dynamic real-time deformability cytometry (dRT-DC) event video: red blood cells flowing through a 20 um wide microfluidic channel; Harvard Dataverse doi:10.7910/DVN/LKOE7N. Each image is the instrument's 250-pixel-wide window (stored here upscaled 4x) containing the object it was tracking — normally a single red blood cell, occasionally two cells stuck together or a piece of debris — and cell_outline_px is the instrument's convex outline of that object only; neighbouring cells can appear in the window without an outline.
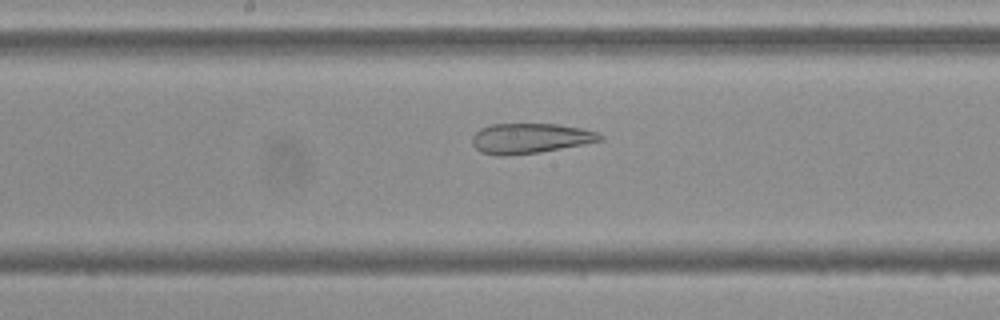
{"species": "Egyptian fruit bat (a non-hibernating species)", "species_latin": "Rousettus aegyptiacus", "temperature_condition": "cold", "stored_images_in_passage": 38, "camera_frame_rate_fps": 3000, "um_per_image_px": 0.085, "frame": {"image": 1, "passage_image": 12, "time_ms": 3.667, "image_size_px": [1000, 320], "cell_outline_px": [[604, 140], [584, 144], [540, 152], [504, 156], [496, 156], [480, 152], [472, 144], [472, 136], [480, 128], [492, 124], [556, 124], [580, 128], [600, 132], [604, 136]], "centroid_in_image_um": [45.07, 11.76], "position_along_channel_um": 203.1, "area_um2": 22.6}}
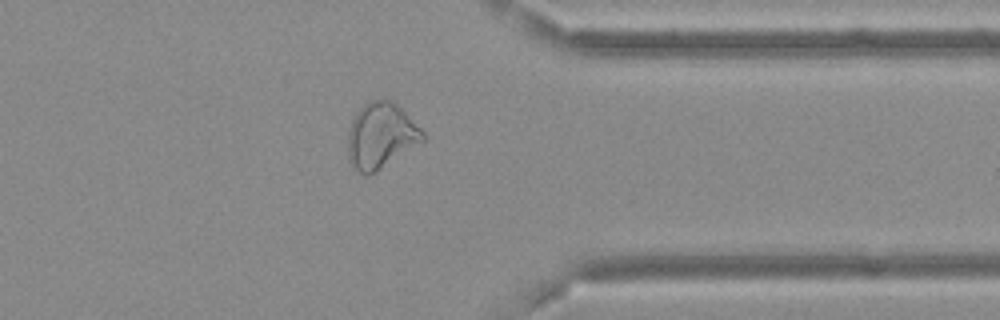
{"frame": {"image": 2, "passage_image": 27, "time_ms": 8.667, "image_size_px": [1000, 320], "cell_outline_px": [[424, 140], [376, 172], [368, 176], [364, 176], [348, 160], [348, 132], [352, 120], [356, 112], [368, 100], [392, 100], [424, 132]], "centroid_in_image_um": [32.34, 11.54], "position_along_channel_um": 379.1, "area_um2": 28.32}}
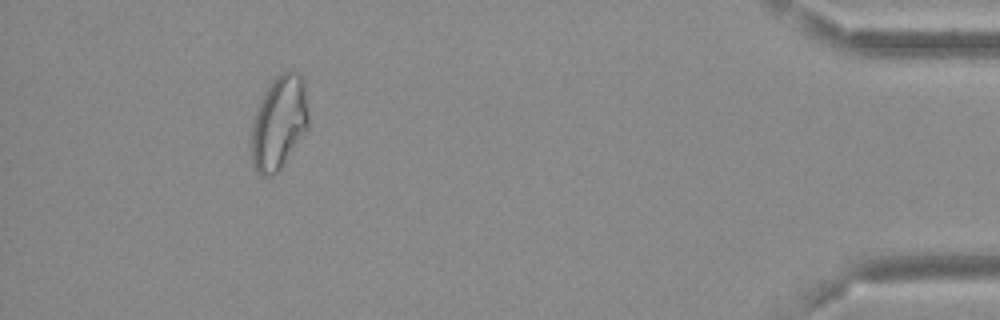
{"frame": {"image": 3, "passage_image": 34, "time_ms": 11.0, "image_size_px": [1000, 320], "cell_outline_px": [[308, 128], [280, 168], [272, 176], [260, 176], [256, 172], [252, 164], [252, 120], [260, 100], [264, 92], [272, 80], [280, 72], [288, 68], [300, 72], [304, 80], [308, 112]], "centroid_in_image_um": [23.72, 10.37], "position_along_channel_um": 411.5, "area_um2": 31.44}, "authors_computed_cell_mechanics": {"area_um2": 25.6343, "velocity_mm_per_s": 3.6692, "shape_relaxation_time_tau1_ms": null, "shape_relaxation_time_tau2_ms": 2.992, "deformation_change_tau1": null, "deformation_change_tau2": 0.126}}